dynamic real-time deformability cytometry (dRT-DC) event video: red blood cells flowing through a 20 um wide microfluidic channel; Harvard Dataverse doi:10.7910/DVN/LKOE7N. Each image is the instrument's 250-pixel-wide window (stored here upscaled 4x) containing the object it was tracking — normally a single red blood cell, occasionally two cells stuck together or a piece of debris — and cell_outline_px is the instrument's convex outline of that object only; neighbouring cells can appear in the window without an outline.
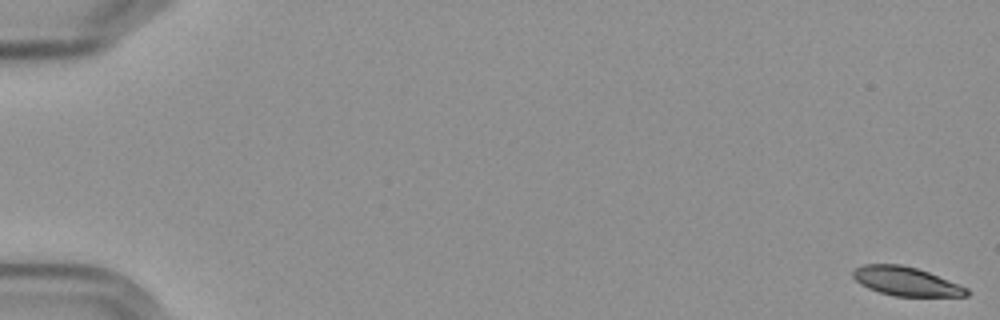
{"species": "Egyptian fruit bat (a non-hibernating species)", "species_latin": "Rousettus aegyptiacus", "temperature_condition": "cold", "stored_images_in_passage": 6, "camera_frame_rate_fps": 3000, "um_per_image_px": 0.085, "frame": {"image": 1, "passage_image": 1, "time_ms": 0.0, "image_size_px": [1000, 320], "cell_outline_px": [[972, 292], [968, 296], [896, 296], [880, 292], [868, 288], [860, 284], [852, 276], [852, 272], [856, 268], [864, 264], [900, 264], [916, 268], [928, 272], [960, 284], [968, 288]], "centroid_in_image_um": [77.04, 23.91], "position_along_channel_um": 8.0, "area_um2": 19.13}}
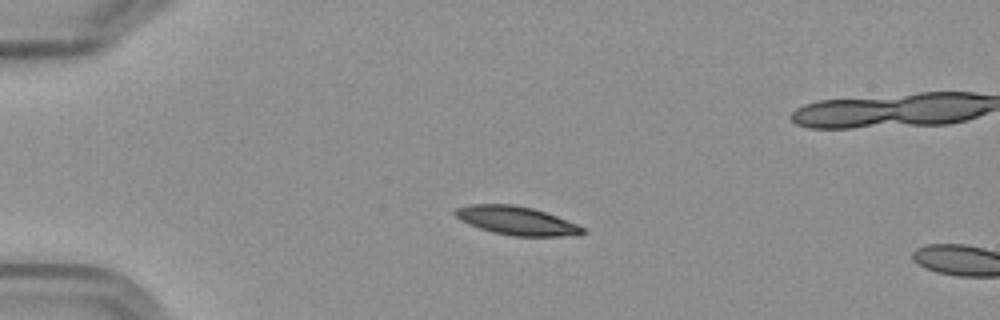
{"frame": {"image": 2, "passage_image": 5, "time_ms": 4.667, "image_size_px": [1000, 320], "cell_outline_px": [[588, 232], [580, 236], [512, 236], [492, 232], [480, 228], [460, 220], [452, 212], [456, 208], [468, 204], [512, 204], [532, 208], [556, 216], [588, 228]], "centroid_in_image_um": [43.96, 18.77], "position_along_channel_um": 41.0, "area_um2": 21.44}}